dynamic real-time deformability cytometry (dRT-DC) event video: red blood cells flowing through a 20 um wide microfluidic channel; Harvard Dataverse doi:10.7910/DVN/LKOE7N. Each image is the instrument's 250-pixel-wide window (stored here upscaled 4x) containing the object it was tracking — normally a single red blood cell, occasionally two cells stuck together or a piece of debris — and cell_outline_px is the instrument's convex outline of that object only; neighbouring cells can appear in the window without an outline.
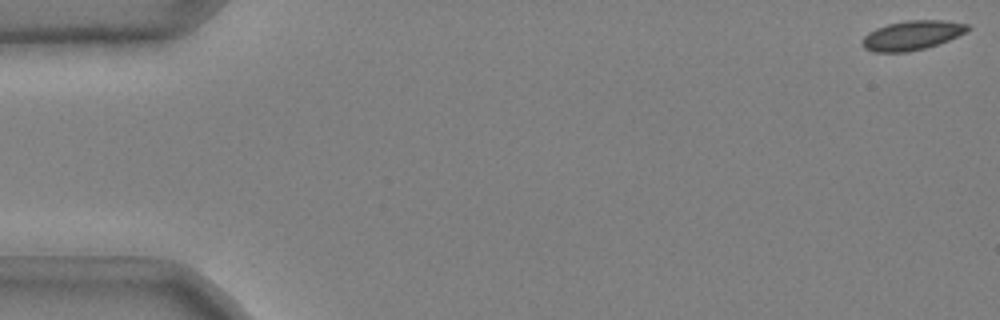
{"species": "common noctule bat (a hibernating species)", "species_latin": "Nyctalus noctula", "temperature_condition": "cold", "stored_images_in_passage": 48, "camera_frame_rate_fps": 3000, "um_per_image_px": 0.085, "animal": {"sex": "male", "body_mass_g": 20.4}, "frame": {"image": 1, "passage_image": 1, "time_ms": 0.0, "image_size_px": [1000, 320], "cell_outline_px": [[972, 28], [948, 40], [924, 48], [908, 52], [872, 52], [864, 48], [860, 44], [864, 36], [868, 32], [876, 28], [888, 24], [908, 20], [940, 20], [968, 24]], "centroid_in_image_um": [77.47, 3.0], "position_along_channel_um": 7.5, "area_um2": 17.92}}
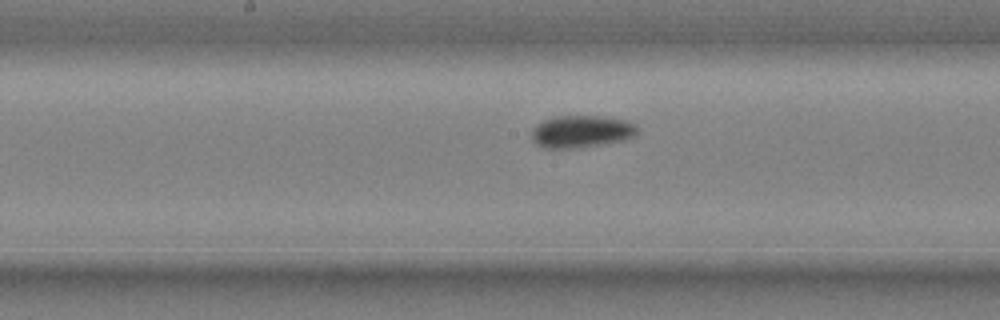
{"frame": {"image": 2, "passage_image": 28, "time_ms": 9.0, "image_size_px": [1000, 320], "cell_outline_px": [[636, 136], [624, 140], [576, 148], [544, 148], [536, 144], [532, 140], [532, 128], [536, 124], [544, 120], [556, 116], [600, 116], [628, 120], [636, 124]], "centroid_in_image_um": [49.41, 11.17], "position_along_channel_um": 198.8, "area_um2": 19.94}}
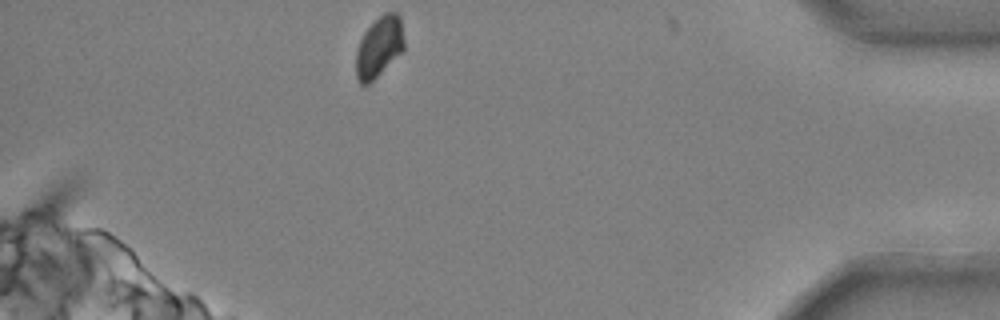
{"frame": {"image": 3, "passage_image": 48, "time_ms": 15.667, "image_size_px": [1000, 320], "cell_outline_px": [[404, 48], [368, 84], [360, 84], [356, 76], [356, 52], [360, 40], [364, 32], [384, 12], [396, 12], [400, 16], [404, 40]], "centroid_in_image_um": [32.21, 3.95], "position_along_channel_um": 403.0, "area_um2": 16.53}, "authors_computed_cell_mechanics": {"area_um2": 18.6405, "velocity_mm_per_s": 3.6686, "shape_relaxation_time_tau1_ms": 2.6636, "shape_relaxation_time_tau2_ms": null, "deformation_change_tau1": 0.0633, "deformation_change_tau2": null}}